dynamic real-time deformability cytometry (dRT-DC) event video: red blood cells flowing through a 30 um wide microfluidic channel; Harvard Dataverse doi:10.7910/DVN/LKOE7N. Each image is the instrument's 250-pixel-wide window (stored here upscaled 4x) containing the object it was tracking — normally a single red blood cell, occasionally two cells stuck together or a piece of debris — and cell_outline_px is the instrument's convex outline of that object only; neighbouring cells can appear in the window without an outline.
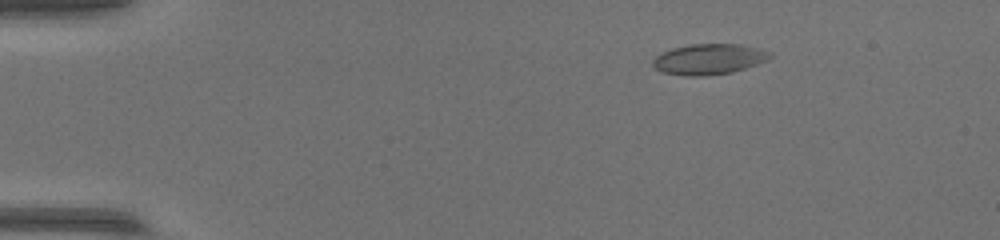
{"species": "common noctule bat (a hibernating species)", "species_latin": "Nyctalus noctula", "temperature_condition": "warm", "stored_images_in_passage": 47, "camera_frame_rate_fps": 3000, "um_per_image_px": 0.085, "animal": {"sex": "female", "body_mass_g": 17.0, "forearm_length_mm": 48.0}, "frame": {"image": 1, "passage_image": 2, "time_ms": 0.333, "image_size_px": [1000, 240], "cell_outline_px": [[772, 56], [768, 60], [732, 72], [708, 76], [688, 76], [664, 72], [656, 68], [652, 64], [652, 60], [656, 56], [672, 48], [692, 44], [740, 44], [760, 48], [772, 52]], "centroid_in_image_um": [60.29, 5.02], "position_along_channel_um": 24.7, "area_um2": 20.87}}
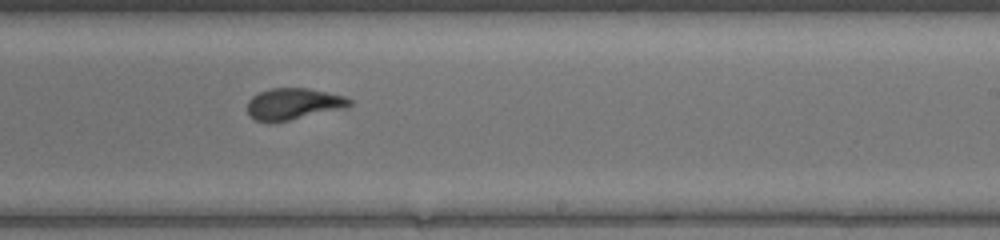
{"frame": {"image": 2, "passage_image": 27, "time_ms": 8.667, "image_size_px": [1000, 240], "cell_outline_px": [[352, 104], [344, 108], [288, 120], [256, 120], [248, 112], [248, 100], [252, 96], [268, 88], [308, 88], [344, 96], [352, 100]], "centroid_in_image_um": [24.96, 8.79], "position_along_channel_um": 264.0, "area_um2": 18.21}}
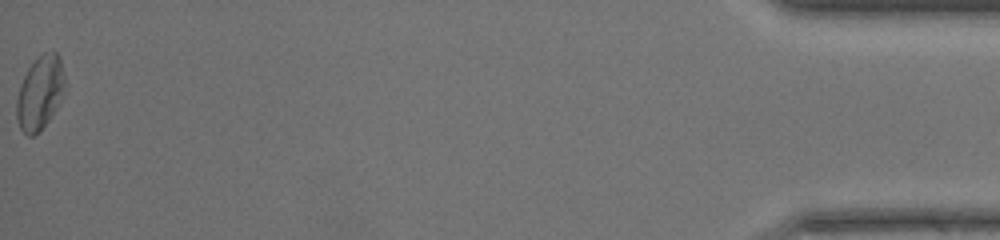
{"frame": {"image": 3, "passage_image": 47, "time_ms": 15.333, "image_size_px": [1000, 240], "cell_outline_px": [[64, 80], [56, 108], [40, 132], [32, 136], [28, 136], [20, 128], [16, 116], [16, 100], [20, 84], [28, 68], [44, 52], [56, 52], [60, 56]], "centroid_in_image_um": [3.35, 7.91], "position_along_channel_um": 431.8, "area_um2": 20.11}}